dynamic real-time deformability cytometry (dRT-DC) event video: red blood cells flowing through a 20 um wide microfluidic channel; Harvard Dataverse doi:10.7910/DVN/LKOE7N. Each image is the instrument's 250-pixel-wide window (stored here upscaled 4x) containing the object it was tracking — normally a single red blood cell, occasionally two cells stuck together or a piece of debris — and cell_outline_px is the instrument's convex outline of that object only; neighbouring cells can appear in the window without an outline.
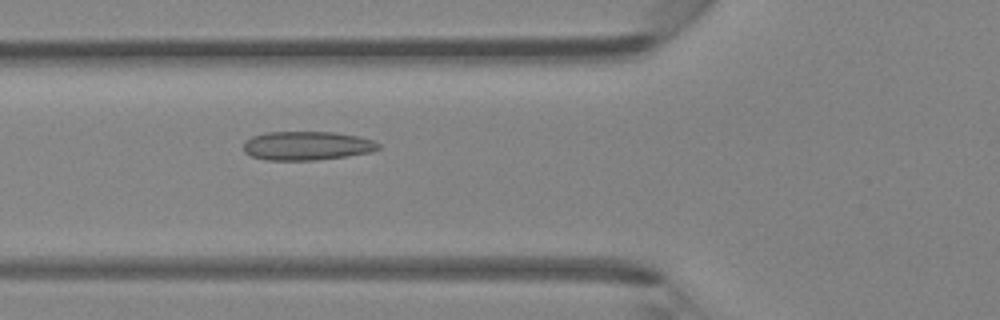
{"species": "Egyptian fruit bat (a non-hibernating species)", "species_latin": "Rousettus aegyptiacus", "temperature_condition": "room temperature", "stored_images_in_passage": 45, "camera_frame_rate_fps": 3000, "um_per_image_px": 0.085, "animal": {"sex": "female"}, "frame": {"image": 1, "passage_image": 17, "time_ms": 5.333, "image_size_px": [1000, 320], "cell_outline_px": [[380, 148], [372, 152], [348, 156], [316, 160], [264, 160], [252, 156], [244, 152], [244, 140], [252, 136], [264, 132], [336, 132], [360, 136], [372, 140], [380, 144]], "centroid_in_image_um": [26.09, 12.38], "position_along_channel_um": 99.7, "area_um2": 22.95}}
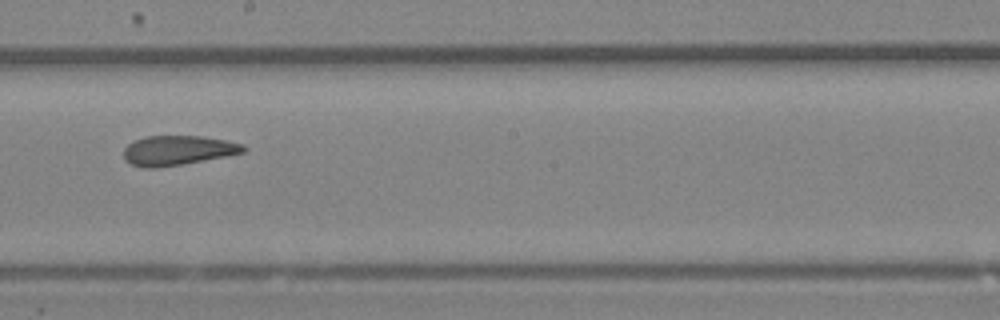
{"frame": {"image": 2, "passage_image": 26, "time_ms": 8.333, "image_size_px": [1000, 320], "cell_outline_px": [[248, 148], [244, 152], [224, 156], [180, 164], [156, 168], [144, 168], [132, 164], [124, 160], [124, 148], [128, 144], [144, 136], [200, 136], [224, 140], [244, 144]], "centroid_in_image_um": [15.09, 12.78], "position_along_channel_um": 233.1, "area_um2": 20.46}}
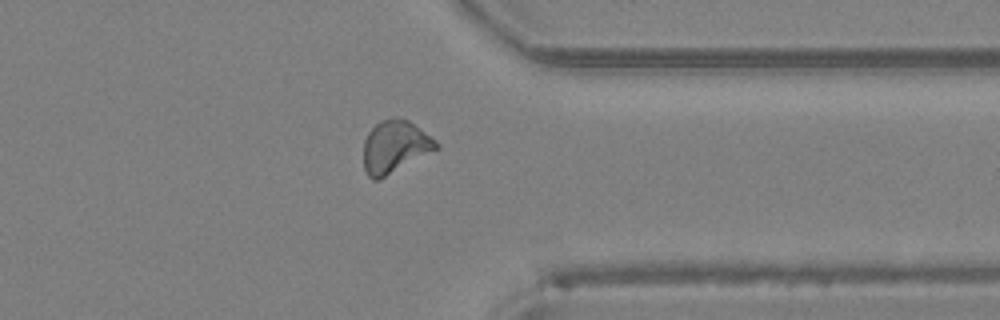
{"frame": {"image": 3, "passage_image": 36, "time_ms": 11.667, "image_size_px": [1000, 320], "cell_outline_px": [[440, 148], [380, 180], [372, 180], [368, 176], [364, 168], [364, 140], [368, 132], [380, 120], [392, 116], [396, 116], [408, 120], [436, 140], [440, 144]], "centroid_in_image_um": [33.57, 12.47], "position_along_channel_um": 377.8, "area_um2": 22.54}}